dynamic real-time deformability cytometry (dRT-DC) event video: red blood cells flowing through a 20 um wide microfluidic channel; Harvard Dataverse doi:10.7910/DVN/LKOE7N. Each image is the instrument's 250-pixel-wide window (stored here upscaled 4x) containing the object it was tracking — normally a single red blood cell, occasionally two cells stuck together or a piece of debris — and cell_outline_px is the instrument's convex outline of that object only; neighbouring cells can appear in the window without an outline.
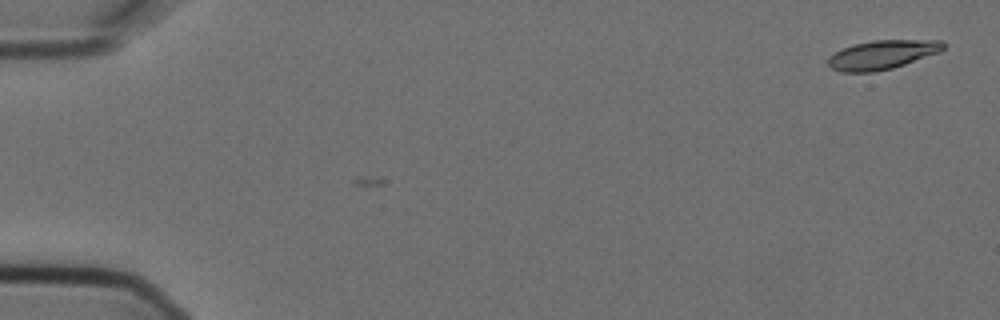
{"species": "Egyptian fruit bat (a non-hibernating species)", "species_latin": "Rousettus aegyptiacus", "temperature_condition": "cold", "stored_images_in_passage": 2, "camera_frame_rate_fps": 3000, "um_per_image_px": 0.085, "animal": {"sex": "female"}, "frame": {"image": 1, "passage_image": 2, "time_ms": 0.333, "image_size_px": [1000, 320], "cell_outline_px": [[944, 48], [940, 52], [892, 68], [872, 72], [844, 72], [832, 68], [828, 64], [828, 56], [844, 48], [856, 44], [872, 40], [944, 40]], "centroid_in_image_um": [75.01, 4.64], "position_along_channel_um": 10.0, "area_um2": 19.25}}